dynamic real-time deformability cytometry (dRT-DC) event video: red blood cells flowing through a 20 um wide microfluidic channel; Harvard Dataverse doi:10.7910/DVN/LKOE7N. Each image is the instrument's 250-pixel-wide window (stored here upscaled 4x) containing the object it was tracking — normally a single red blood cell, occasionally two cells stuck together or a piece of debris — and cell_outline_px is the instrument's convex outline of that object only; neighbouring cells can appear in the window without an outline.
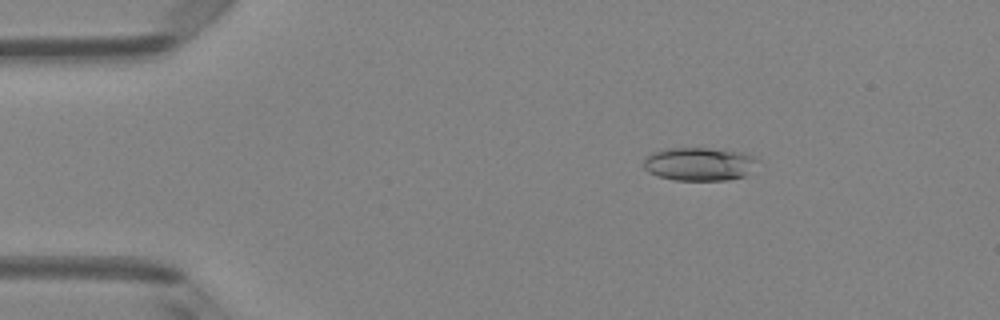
{"species": "Egyptian fruit bat (a non-hibernating species)", "species_latin": "Rousettus aegyptiacus", "temperature_condition": "room temperature", "stored_images_in_passage": 49, "camera_frame_rate_fps": 3000, "um_per_image_px": 0.085, "animal": {"sex": "female"}, "frame": {"image": 1, "passage_image": 8, "time_ms": 2.333, "image_size_px": [1000, 320], "cell_outline_px": [[756, 160], [744, 176], [728, 180], [676, 180], [656, 176], [648, 172], [644, 168], [644, 160], [652, 152], [664, 148], [708, 148], [744, 152], [756, 156]], "centroid_in_image_um": [59.38, 13.93], "position_along_channel_um": 25.6, "area_um2": 22.02}}
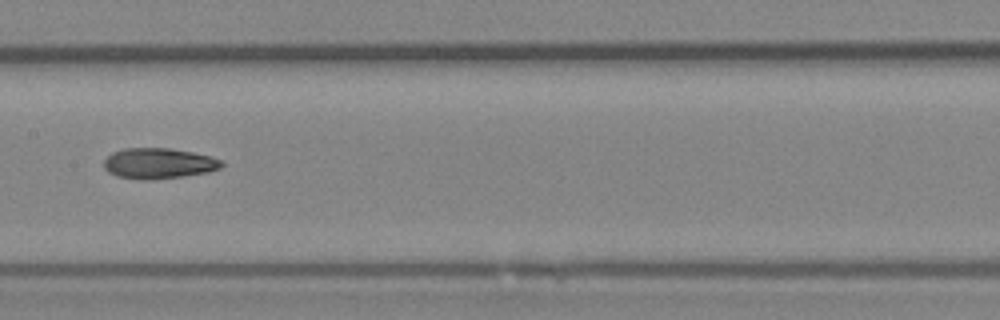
{"frame": {"image": 2, "passage_image": 25, "time_ms": 8.0, "image_size_px": [1000, 320], "cell_outline_px": [[224, 164], [220, 168], [208, 172], [184, 176], [152, 180], [144, 180], [116, 176], [108, 172], [104, 168], [104, 160], [112, 152], [124, 148], [168, 148], [192, 152], [212, 156], [224, 160]], "centroid_in_image_um": [13.5, 13.89], "position_along_channel_um": 193.9, "area_um2": 21.21}}
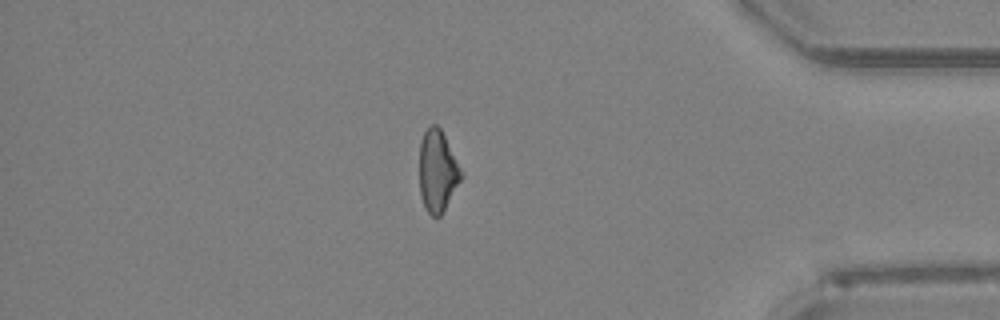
{"frame": {"image": 3, "passage_image": 42, "time_ms": 13.667, "image_size_px": [1000, 320], "cell_outline_px": [[464, 176], [440, 216], [432, 216], [424, 208], [420, 196], [420, 140], [424, 132], [432, 124], [436, 124], [440, 128], [464, 172]], "centroid_in_image_um": [37.2, 14.54], "position_along_channel_um": 398.0, "area_um2": 20.0}, "authors_computed_cell_mechanics": {"area_um2": 20.808, "velocity_mm_per_s": 4.176, "shape_relaxation_time_tau1_ms": 5.649, "shape_relaxation_time_tau2_ms": 3.2603, "deformation_change_tau1": 0.1921, "deformation_change_tau2": 0.1203}}